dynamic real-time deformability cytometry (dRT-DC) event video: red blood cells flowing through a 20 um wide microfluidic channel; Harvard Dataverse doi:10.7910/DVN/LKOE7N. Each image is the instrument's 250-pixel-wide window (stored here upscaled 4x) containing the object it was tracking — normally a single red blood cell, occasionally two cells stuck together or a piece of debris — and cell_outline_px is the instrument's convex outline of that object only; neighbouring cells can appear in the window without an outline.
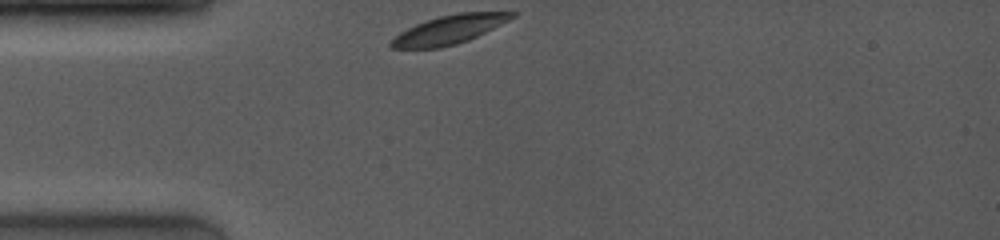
{"species": "common noctule bat (a hibernating species)", "species_latin": "Nyctalus noctula", "temperature_condition": "room temperature", "stored_images_in_passage": 31, "camera_frame_rate_fps": 4000, "um_per_image_px": 0.085, "animal": {"sex": "female", "body_mass_g": 19.0, "forearm_length_mm": 53.3}, "frame": {"image": 1, "passage_image": 1, "time_ms": 0.0, "image_size_px": [1000, 240], "cell_outline_px": [[516, 16], [468, 40], [456, 44], [440, 48], [392, 48], [388, 44], [400, 32], [416, 24], [440, 16], [460, 12], [516, 12]], "centroid_in_image_um": [38.16, 2.52], "position_along_channel_um": 46.8, "area_um2": 19.77}}
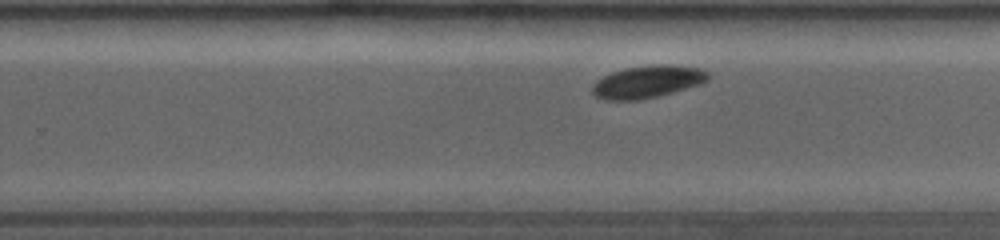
{"frame": {"image": 2, "passage_image": 20, "time_ms": 6.25, "image_size_px": [1000, 240], "cell_outline_px": [[708, 80], [700, 84], [672, 92], [640, 100], [604, 100], [596, 96], [592, 92], [592, 84], [596, 80], [612, 72], [624, 68], [652, 64], [668, 64], [700, 68], [708, 72]], "centroid_in_image_um": [55.01, 6.94], "position_along_channel_um": 274.8, "area_um2": 21.85}}
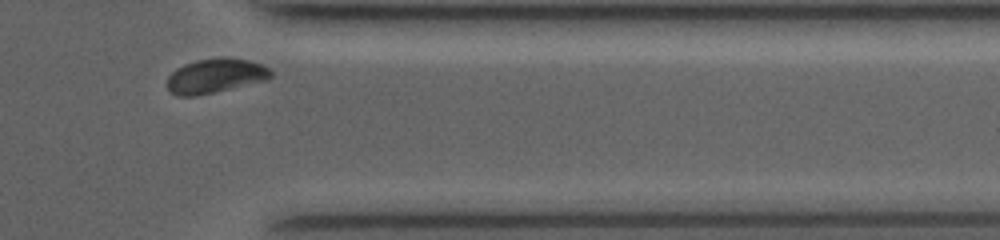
{"frame": {"image": 3, "passage_image": 29, "time_ms": 9.25, "image_size_px": [1000, 240], "cell_outline_px": [[272, 76], [268, 80], [196, 96], [176, 96], [168, 88], [168, 76], [176, 68], [184, 64], [196, 60], [248, 60], [260, 64], [268, 68], [272, 72]], "centroid_in_image_um": [18.29, 6.49], "position_along_channel_um": 393.1, "area_um2": 20.11}, "authors_computed_cell_mechanics": {"area_um2": 21.5594, "velocity_mm_per_s": 3.9151, "shape_relaxation_time_tau1_ms": 2.0324, "shape_relaxation_time_tau2_ms": null, "deformation_change_tau1": 0.0903, "deformation_change_tau2": null}}